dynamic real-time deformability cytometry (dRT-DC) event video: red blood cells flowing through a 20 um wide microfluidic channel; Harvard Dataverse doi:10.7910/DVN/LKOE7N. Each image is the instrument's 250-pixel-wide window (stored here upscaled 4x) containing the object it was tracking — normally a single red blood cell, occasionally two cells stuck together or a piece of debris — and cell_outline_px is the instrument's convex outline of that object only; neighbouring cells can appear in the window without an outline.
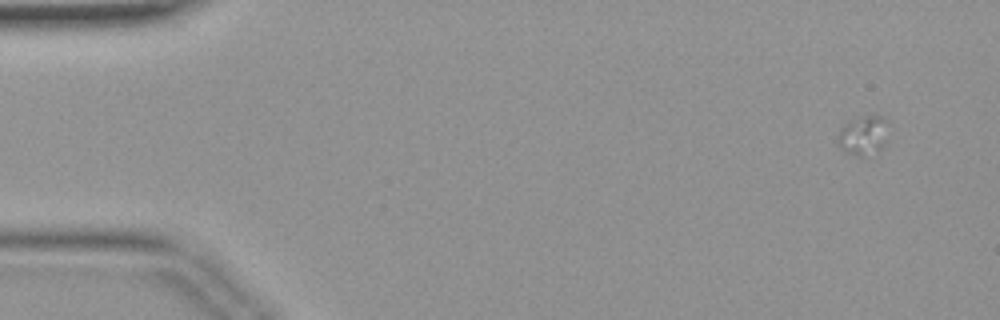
{"species": "common noctule bat (a hibernating species)", "species_latin": "Nyctalus noctula", "temperature_condition": "warm", "stored_images_in_passage": 12, "camera_frame_rate_fps": 3000, "um_per_image_px": 0.085, "animal": {"sex": "female", "body_mass_g": 19.9}, "frame": {"image": 1, "passage_image": 1, "time_ms": 0.0, "image_size_px": [1000, 320], "cell_outline_px": [[888, 120], [884, 144], [880, 148], [860, 156], [856, 156], [844, 152], [840, 148], [836, 140], [844, 124], [852, 120], [864, 116], [880, 116]], "centroid_in_image_um": [73.34, 11.5], "position_along_channel_um": 11.7, "area_um2": 11.21}}
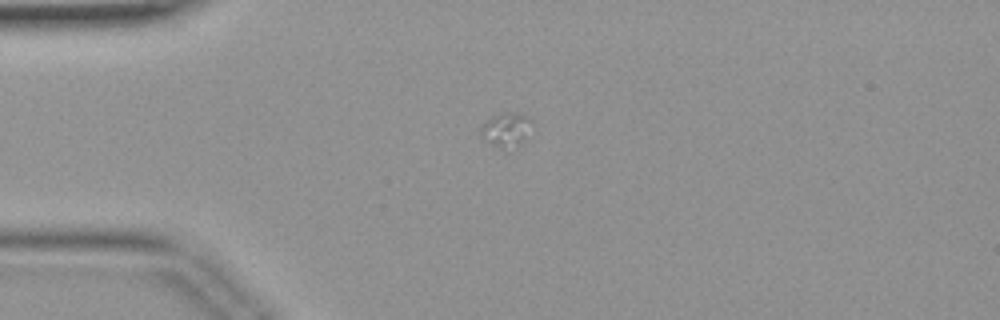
{"frame": {"image": 2, "passage_image": 9, "time_ms": 2.667, "image_size_px": [1000, 320], "cell_outline_px": [[528, 120], [524, 144], [512, 152], [500, 148], [484, 140], [480, 128], [492, 116], [500, 112], [516, 112], [528, 116]], "centroid_in_image_um": [43.0, 11.08], "position_along_channel_um": 42.0, "area_um2": 10.17}}